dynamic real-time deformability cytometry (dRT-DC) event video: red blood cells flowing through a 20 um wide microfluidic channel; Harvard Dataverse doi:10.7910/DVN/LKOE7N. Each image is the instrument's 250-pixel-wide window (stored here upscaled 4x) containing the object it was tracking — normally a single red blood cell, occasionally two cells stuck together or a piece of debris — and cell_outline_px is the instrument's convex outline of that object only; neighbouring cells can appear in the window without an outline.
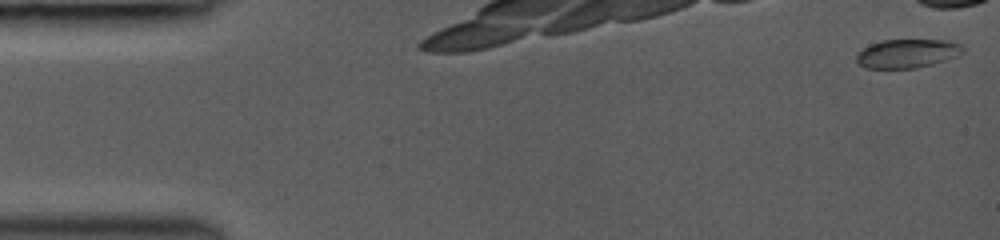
{"species": "common noctule bat (a hibernating species)", "species_latin": "Nyctalus noctula", "temperature_condition": "room temperature", "stored_images_in_passage": 27, "camera_frame_rate_fps": 3000, "um_per_image_px": 0.085, "animal": {"sex": "female", "body_mass_g": 19.0, "forearm_length_mm": 53.3}, "frame": {"image": 1, "passage_image": 1, "time_ms": 0.0, "image_size_px": [1000, 240], "cell_outline_px": [[964, 52], [956, 56], [932, 64], [916, 68], [864, 68], [856, 60], [856, 56], [864, 48], [880, 40], [944, 40], [960, 44], [964, 48]], "centroid_in_image_um": [77.12, 4.55], "position_along_channel_um": 7.9, "area_um2": 17.63}}